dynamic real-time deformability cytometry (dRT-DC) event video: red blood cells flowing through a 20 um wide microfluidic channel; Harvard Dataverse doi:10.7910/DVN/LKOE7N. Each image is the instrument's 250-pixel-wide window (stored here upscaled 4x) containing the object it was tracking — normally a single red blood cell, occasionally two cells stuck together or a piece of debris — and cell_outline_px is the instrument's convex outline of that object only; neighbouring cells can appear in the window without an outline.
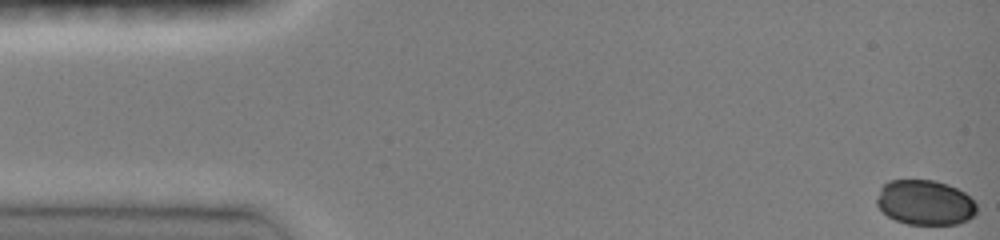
{"species": "common noctule bat (a hibernating species)", "species_latin": "Nyctalus noctula", "temperature_condition": "room temperature", "stored_images_in_passage": 44, "camera_frame_rate_fps": 3000, "um_per_image_px": 0.085, "animal": {"sex": "female", "body_mass_g": 19.0, "forearm_length_mm": 51.5}, "frame": {"image": 1, "passage_image": 1, "time_ms": 0.0, "image_size_px": [1000, 240], "cell_outline_px": [[976, 212], [968, 220], [956, 224], [908, 224], [896, 220], [888, 216], [876, 204], [876, 200], [880, 188], [888, 180], [936, 180], [948, 184], [964, 192], [976, 204]], "centroid_in_image_um": [78.61, 17.2], "position_along_channel_um": 6.4, "area_um2": 26.13}}
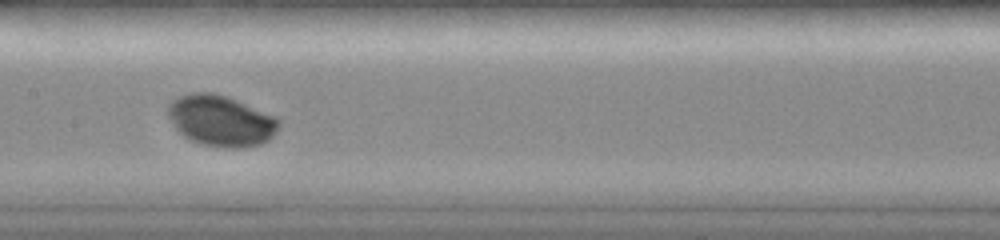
{"frame": {"image": 2, "passage_image": 24, "time_ms": 7.667, "image_size_px": [1000, 240], "cell_outline_px": [[280, 124], [276, 132], [268, 140], [260, 144], [244, 148], [228, 148], [204, 144], [188, 140], [176, 128], [168, 116], [168, 104], [176, 96], [192, 92], [212, 92], [236, 100], [276, 116], [280, 120]], "centroid_in_image_um": [18.77, 10.26], "position_along_channel_um": 188.6, "area_um2": 32.95}}
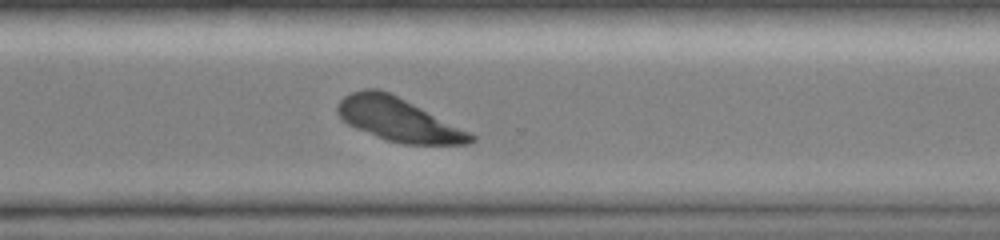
{"frame": {"image": 3, "passage_image": 35, "time_ms": 11.333, "image_size_px": [1000, 240], "cell_outline_px": [[476, 140], [468, 144], [404, 144], [388, 140], [376, 136], [356, 128], [348, 124], [336, 112], [336, 108], [340, 100], [344, 96], [352, 92], [364, 88], [380, 88], [476, 136]], "centroid_in_image_um": [33.8, 10.16], "position_along_channel_um": 336.8, "area_um2": 32.83}}